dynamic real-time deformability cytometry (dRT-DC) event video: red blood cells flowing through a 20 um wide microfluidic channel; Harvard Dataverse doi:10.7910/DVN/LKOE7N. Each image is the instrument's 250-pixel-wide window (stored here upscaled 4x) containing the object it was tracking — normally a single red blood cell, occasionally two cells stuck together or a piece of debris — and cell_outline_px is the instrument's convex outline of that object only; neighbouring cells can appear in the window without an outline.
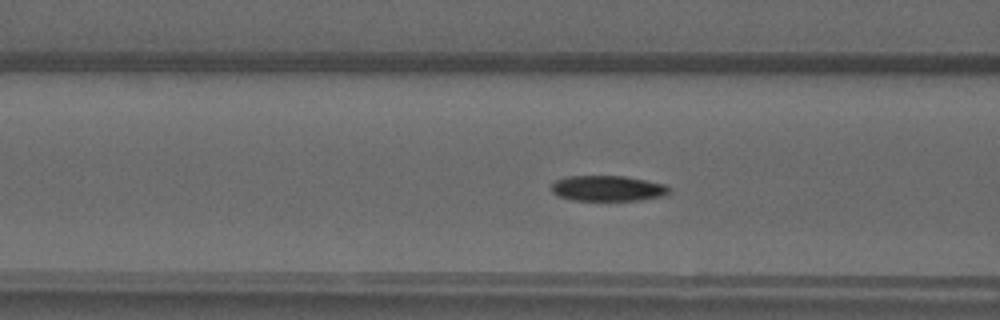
{"species": "common noctule bat (a hibernating species)", "species_latin": "Nyctalus noctula", "temperature_condition": "warm", "stored_images_in_passage": 28, "camera_frame_rate_fps": 3000, "um_per_image_px": 0.085, "animal": {"sex": "male", "forearm_length_mm": 52.5}, "frame": {"image": 1, "passage_image": 7, "time_ms": 2.0, "image_size_px": [1000, 320], "cell_outline_px": [[672, 188], [664, 196], [640, 200], [572, 200], [560, 196], [552, 192], [552, 184], [556, 180], [568, 176], [624, 176], [664, 184]], "centroid_in_image_um": [51.67, 16.01], "position_along_channel_um": 114.9, "area_um2": 17.4}}
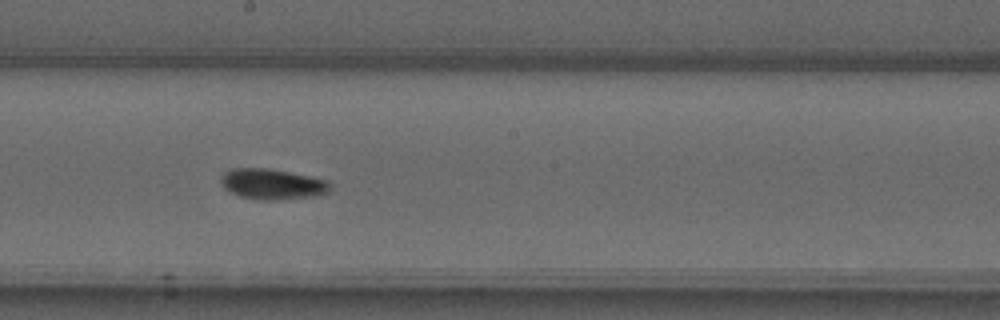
{"frame": {"image": 2, "passage_image": 15, "time_ms": 4.667, "image_size_px": [1000, 320], "cell_outline_px": [[332, 192], [312, 196], [272, 200], [256, 200], [240, 196], [224, 188], [220, 184], [220, 176], [228, 168], [272, 168], [328, 180], [332, 184]], "centroid_in_image_um": [23.14, 15.63], "position_along_channel_um": 225.1, "area_um2": 19.83}}
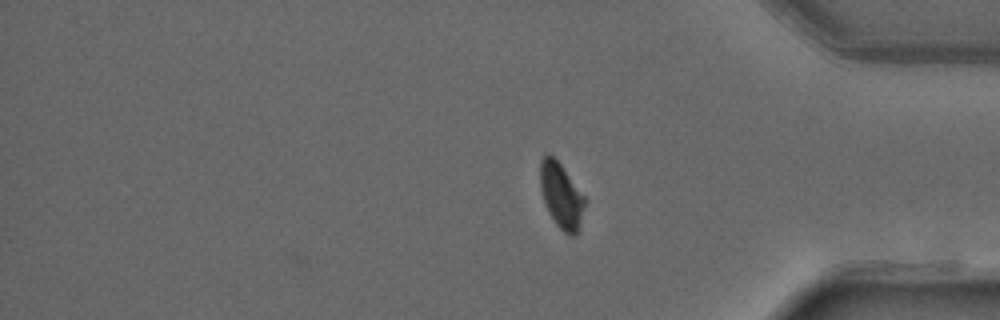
{"frame": {"image": 3, "passage_image": 28, "time_ms": 9.0, "image_size_px": [1000, 320], "cell_outline_px": [[584, 204], [576, 236], [572, 236], [564, 232], [556, 224], [548, 212], [544, 204], [540, 188], [540, 160], [548, 152], [560, 164], [584, 196]], "centroid_in_image_um": [47.66, 16.62], "position_along_channel_um": 387.5, "area_um2": 16.59}}